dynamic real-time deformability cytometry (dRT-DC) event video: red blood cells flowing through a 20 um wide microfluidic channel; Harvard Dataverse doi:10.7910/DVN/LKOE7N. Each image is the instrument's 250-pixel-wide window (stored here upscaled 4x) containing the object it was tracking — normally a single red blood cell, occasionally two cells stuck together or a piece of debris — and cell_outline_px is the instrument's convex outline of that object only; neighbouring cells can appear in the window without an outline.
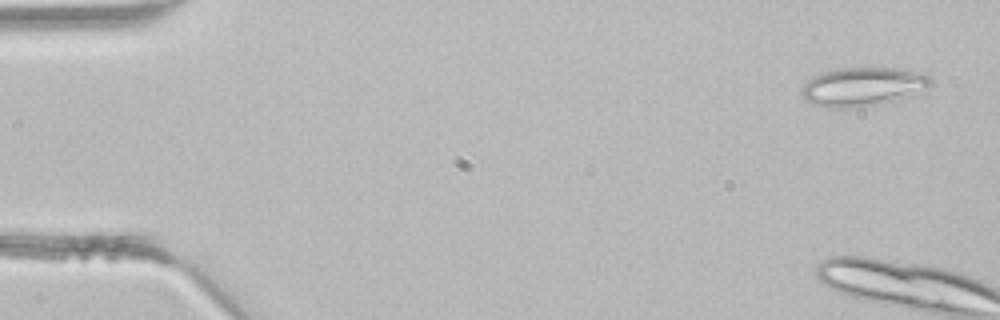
{"species": "common noctule bat (a hibernating species)", "species_latin": "Nyctalus noctula", "temperature_condition": "room temperature", "stored_images_in_passage": 4, "camera_frame_rate_fps": 3000, "um_per_image_px": 0.085, "animal": {"sex": "male", "body_mass_g": 21.5, "forearm_length_mm": 52.0}, "frame": {"image": 1, "passage_image": 1, "time_ms": 0.0, "image_size_px": [1000, 320], "cell_outline_px": [[932, 84], [924, 92], [912, 96], [876, 104], [856, 108], [828, 108], [812, 104], [804, 100], [800, 92], [804, 84], [812, 76], [820, 72], [836, 68], [908, 68], [928, 76], [932, 80]], "centroid_in_image_um": [73.34, 7.36], "position_along_channel_um": 11.7, "area_um2": 29.77}}